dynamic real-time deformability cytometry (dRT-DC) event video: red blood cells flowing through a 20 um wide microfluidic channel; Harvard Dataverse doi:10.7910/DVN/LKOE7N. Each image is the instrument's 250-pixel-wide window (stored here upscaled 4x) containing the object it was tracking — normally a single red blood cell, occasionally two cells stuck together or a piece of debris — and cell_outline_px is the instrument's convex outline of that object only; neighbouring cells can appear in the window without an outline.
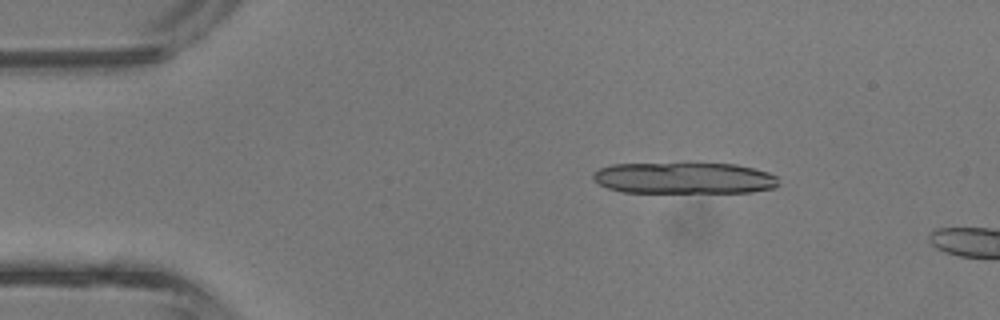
{"species": "common noctule bat (a hibernating species)", "species_latin": "Nyctalus noctula", "temperature_condition": "room temperature", "stored_images_in_passage": 4, "camera_frame_rate_fps": 3000, "um_per_image_px": 0.085, "animal": {"sex": "male", "body_mass_g": 13.3}, "frame": {"image": 1, "passage_image": 2, "time_ms": 0.333, "image_size_px": [1000, 320], "cell_outline_px": [[780, 184], [776, 188], [752, 192], [620, 192], [608, 188], [592, 180], [592, 172], [600, 168], [612, 164], [736, 164], [768, 172], [776, 176]], "centroid_in_image_um": [58.15, 15.15], "position_along_channel_um": 26.8, "area_um2": 33.93}}